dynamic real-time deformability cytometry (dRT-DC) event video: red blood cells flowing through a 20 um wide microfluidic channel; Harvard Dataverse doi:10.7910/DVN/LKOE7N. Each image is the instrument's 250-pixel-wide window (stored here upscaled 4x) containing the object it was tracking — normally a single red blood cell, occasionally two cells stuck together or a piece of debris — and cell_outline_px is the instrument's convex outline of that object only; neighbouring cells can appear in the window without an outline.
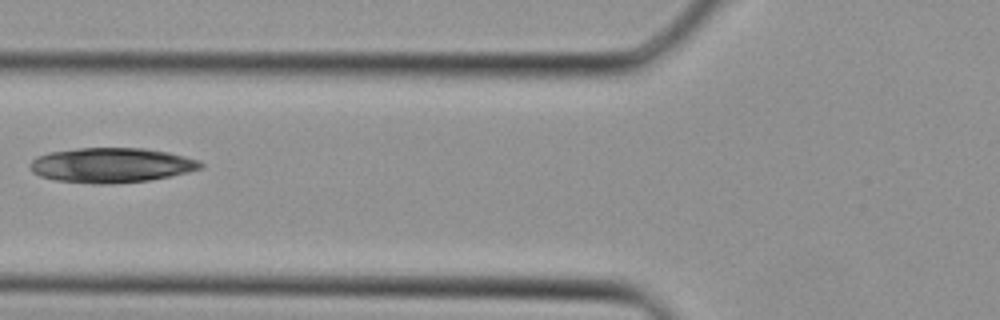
{"species": "Egyptian fruit bat (a non-hibernating species)", "species_latin": "Rousettus aegyptiacus", "temperature_condition": "cold", "stored_images_in_passage": 9, "camera_frame_rate_fps": 3000, "um_per_image_px": 0.085, "animal": {"sex": "female"}, "frame": {"image": 1, "passage_image": 7, "time_ms": 2.0, "image_size_px": [1000, 320], "cell_outline_px": [[204, 168], [172, 176], [152, 180], [112, 184], [92, 184], [56, 180], [40, 176], [32, 172], [28, 164], [36, 156], [48, 152], [76, 148], [144, 148], [168, 152], [200, 160], [204, 164]], "centroid_in_image_um": [9.47, 14.04], "position_along_channel_um": 116.3, "area_um2": 35.08}}